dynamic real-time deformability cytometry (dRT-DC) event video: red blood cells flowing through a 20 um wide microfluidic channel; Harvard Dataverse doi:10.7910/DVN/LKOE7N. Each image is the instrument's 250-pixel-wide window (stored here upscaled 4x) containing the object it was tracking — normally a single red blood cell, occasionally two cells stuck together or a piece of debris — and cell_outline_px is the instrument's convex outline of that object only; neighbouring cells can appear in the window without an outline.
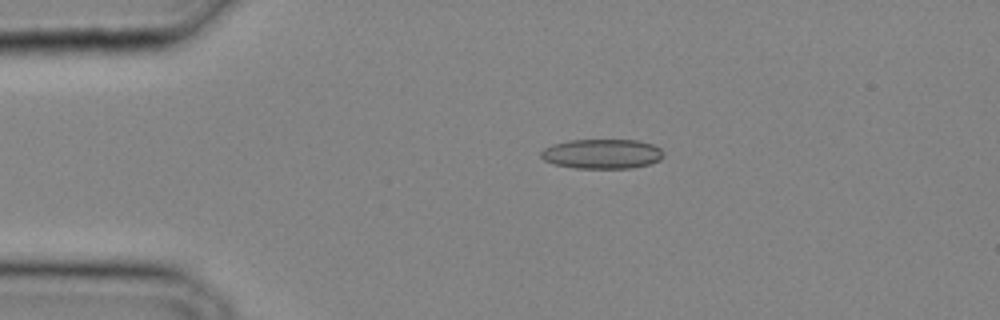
{"species": "common noctule bat (a hibernating species)", "species_latin": "Nyctalus noctula", "temperature_condition": "cold", "stored_images_in_passage": 31, "camera_frame_rate_fps": 3000, "um_per_image_px": 0.085, "animal": {"sex": "male", "body_mass_g": 20.4}, "frame": {"image": 1, "passage_image": 6, "time_ms": 1.667, "image_size_px": [1000, 320], "cell_outline_px": [[664, 156], [660, 160], [648, 164], [632, 168], [576, 168], [556, 164], [544, 160], [540, 156], [540, 152], [544, 148], [552, 144], [568, 140], [640, 140], [652, 144], [660, 148], [664, 152]], "centroid_in_image_um": [51.19, 13.07], "position_along_channel_um": 33.8, "area_um2": 21.27}}
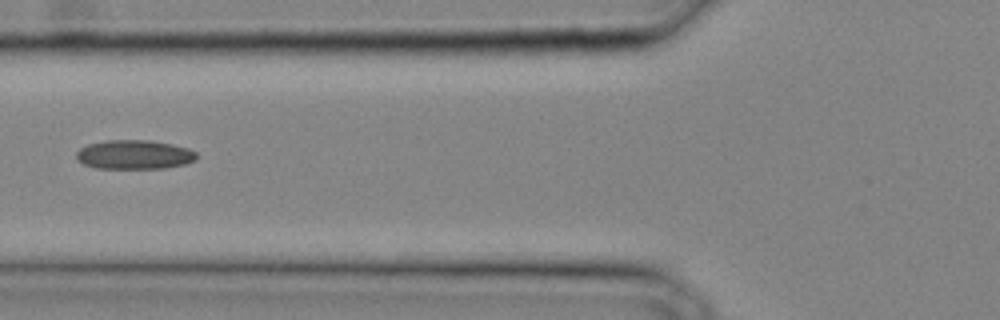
{"frame": {"image": 2, "passage_image": 12, "time_ms": 3.667, "image_size_px": [1000, 320], "cell_outline_px": [[196, 160], [184, 164], [164, 168], [96, 168], [84, 164], [76, 160], [76, 152], [80, 148], [88, 144], [108, 140], [152, 140], [172, 144], [188, 148], [196, 152]], "centroid_in_image_um": [11.4, 13.14], "position_along_channel_um": 114.4, "area_um2": 20.46}}
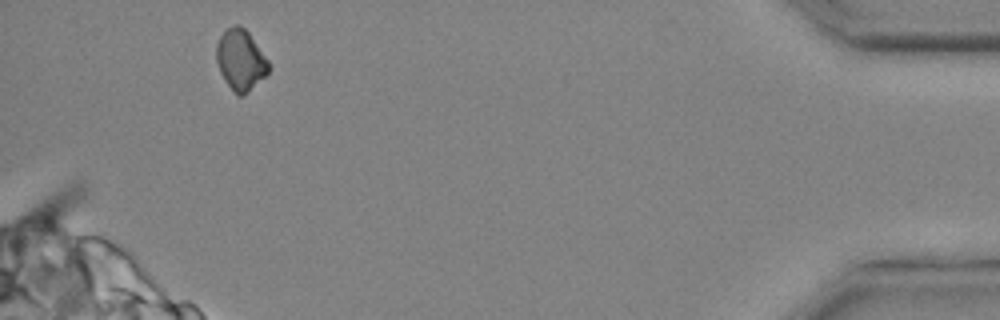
{"frame": {"image": 3, "passage_image": 30, "time_ms": 9.667, "image_size_px": [1000, 320], "cell_outline_px": [[272, 68], [244, 96], [236, 96], [224, 80], [220, 72], [216, 60], [216, 44], [220, 36], [228, 28], [236, 24], [240, 24], [248, 32], [268, 60]], "centroid_in_image_um": [20.44, 5.11], "position_along_channel_um": 414.8, "area_um2": 18.55}}